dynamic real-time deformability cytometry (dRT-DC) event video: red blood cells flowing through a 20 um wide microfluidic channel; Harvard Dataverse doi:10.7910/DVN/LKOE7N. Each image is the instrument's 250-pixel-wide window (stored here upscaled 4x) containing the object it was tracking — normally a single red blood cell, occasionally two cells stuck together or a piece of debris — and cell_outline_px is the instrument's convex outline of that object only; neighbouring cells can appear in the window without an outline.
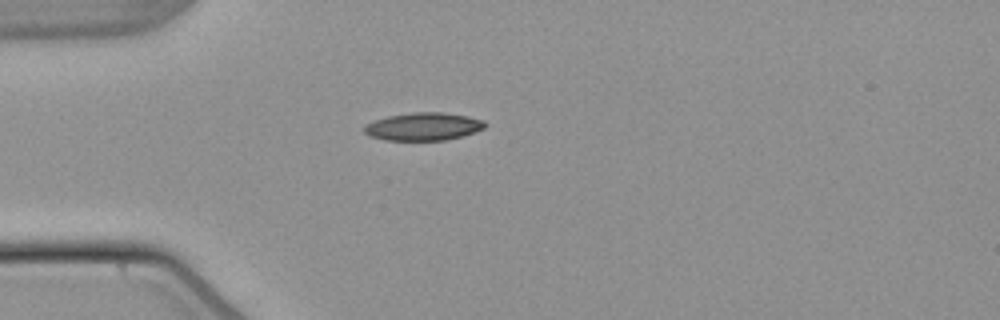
{"species": "common noctule bat (a hibernating species)", "species_latin": "Nyctalus noctula", "temperature_condition": "warm", "stored_images_in_passage": 40, "camera_frame_rate_fps": 3000, "um_per_image_px": 0.085, "animal": {"sex": "male", "body_mass_g": 21.5, "forearm_length_mm": 52.0}, "frame": {"image": 1, "passage_image": 1, "time_ms": 0.0, "image_size_px": [1000, 320], "cell_outline_px": [[488, 124], [484, 128], [460, 136], [444, 140], [384, 140], [368, 136], [364, 132], [364, 124], [388, 116], [412, 112], [444, 112], [468, 116], [484, 120]], "centroid_in_image_um": [35.96, 10.75], "position_along_channel_um": 49.0, "area_um2": 19.59}}
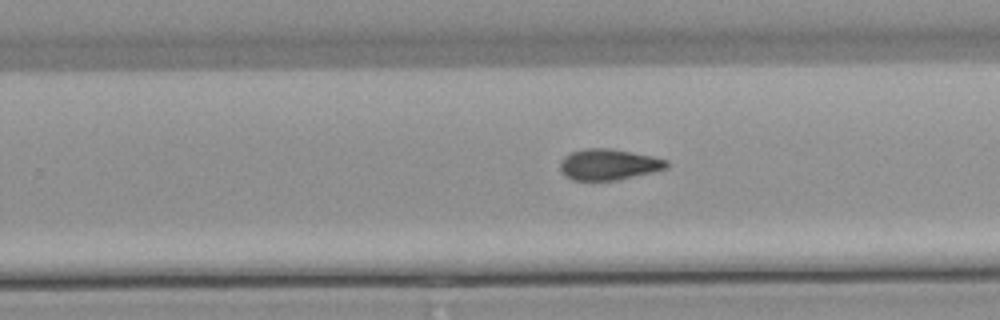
{"frame": {"image": 2, "passage_image": 20, "time_ms": 6.333, "image_size_px": [1000, 320], "cell_outline_px": [[668, 168], [652, 172], [616, 180], [572, 180], [560, 168], [560, 160], [564, 156], [572, 152], [584, 148], [608, 148], [632, 152], [652, 156], [668, 160]], "centroid_in_image_um": [51.75, 13.97], "position_along_channel_um": 278.1, "area_um2": 19.07}}
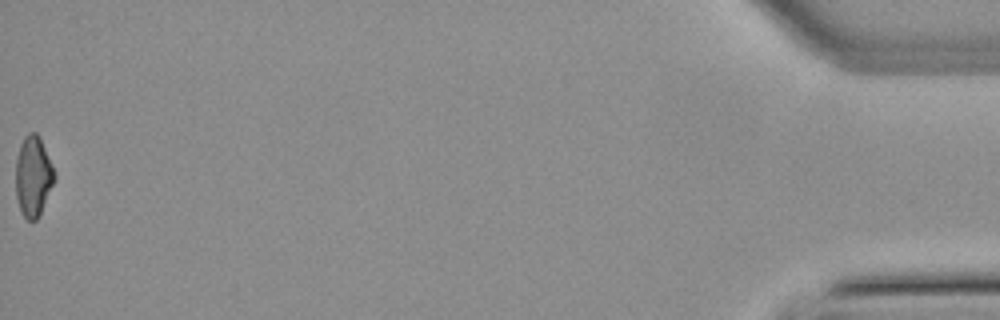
{"frame": {"image": 3, "passage_image": 40, "time_ms": 13.0, "image_size_px": [1000, 320], "cell_outline_px": [[56, 180], [40, 216], [36, 220], [28, 220], [24, 216], [20, 208], [16, 196], [16, 156], [20, 144], [24, 136], [28, 132], [36, 132], [40, 136], [52, 164], [56, 176]], "centroid_in_image_um": [2.84, 14.97], "position_along_channel_um": 432.4, "area_um2": 18.5}, "authors_computed_cell_mechanics": {"area_um2": 18.9873, "velocity_mm_per_s": 3.8421, "shape_relaxation_time_tau1_ms": null, "shape_relaxation_time_tau2_ms": 4.0827, "deformation_change_tau1": null, "deformation_change_tau2": 0.1157}}